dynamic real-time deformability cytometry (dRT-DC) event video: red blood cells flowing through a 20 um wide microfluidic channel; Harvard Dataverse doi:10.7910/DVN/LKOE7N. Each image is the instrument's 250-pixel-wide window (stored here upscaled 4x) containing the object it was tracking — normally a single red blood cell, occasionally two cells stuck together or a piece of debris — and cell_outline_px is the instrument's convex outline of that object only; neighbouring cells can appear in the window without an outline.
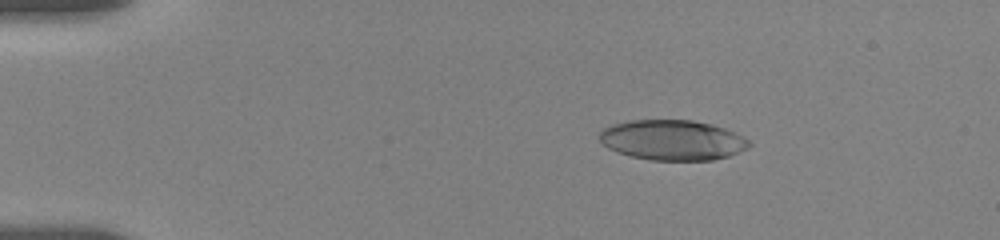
{"species": "human", "species_latin": "Homo sapiens", "temperature_condition": "room temperature", "stored_images_in_passage": 56, "camera_frame_rate_fps": 3000, "um_per_image_px": 0.085, "donor": {"sex": "female"}, "frame": {"image": 1, "passage_image": 10, "time_ms": 3.0, "image_size_px": [1000, 240], "cell_outline_px": [[752, 144], [748, 148], [728, 156], [712, 160], [652, 160], [632, 156], [616, 152], [608, 148], [600, 140], [600, 128], [612, 124], [628, 120], [692, 120], [724, 128], [744, 136]], "centroid_in_image_um": [57.14, 11.9], "position_along_channel_um": 27.9, "area_um2": 35.08}}
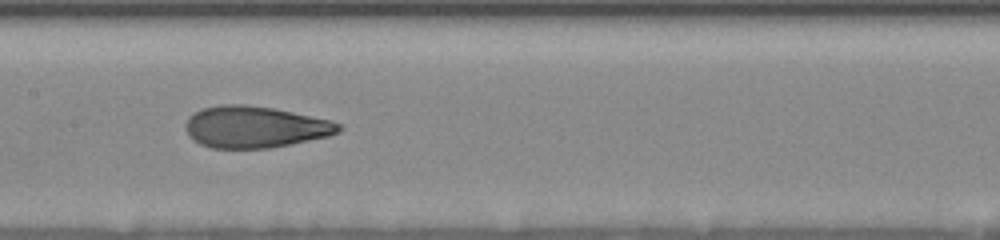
{"frame": {"image": 2, "passage_image": 29, "time_ms": 9.333, "image_size_px": [1000, 240], "cell_outline_px": [[344, 128], [340, 132], [328, 136], [268, 148], [212, 148], [200, 144], [192, 140], [188, 136], [184, 124], [188, 116], [204, 108], [220, 104], [244, 104], [272, 108], [332, 120], [340, 124]], "centroid_in_image_um": [21.65, 10.79], "position_along_channel_um": 185.8, "area_um2": 37.17}}
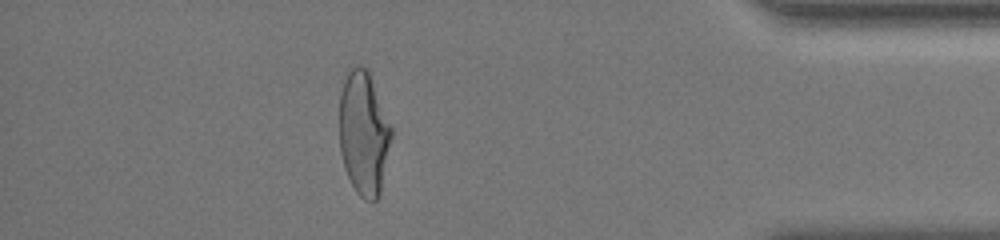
{"frame": {"image": 3, "passage_image": 50, "time_ms": 16.333, "image_size_px": [1000, 240], "cell_outline_px": [[392, 136], [380, 192], [376, 200], [364, 200], [356, 192], [344, 168], [340, 152], [340, 92], [344, 80], [348, 72], [356, 64], [360, 64], [368, 72], [392, 128]], "centroid_in_image_um": [30.9, 11.35], "position_along_channel_um": 404.3, "area_um2": 37.05}, "authors_computed_cell_mechanics": {"area_um2": 37.1076, "velocity_mm_per_s": 3.6334, "shape_relaxation_time_tau1_ms": 6.503, "shape_relaxation_time_tau2_ms": 1.3687, "deformation_change_tau1": 0.2289, "deformation_change_tau2": 0.0871}}